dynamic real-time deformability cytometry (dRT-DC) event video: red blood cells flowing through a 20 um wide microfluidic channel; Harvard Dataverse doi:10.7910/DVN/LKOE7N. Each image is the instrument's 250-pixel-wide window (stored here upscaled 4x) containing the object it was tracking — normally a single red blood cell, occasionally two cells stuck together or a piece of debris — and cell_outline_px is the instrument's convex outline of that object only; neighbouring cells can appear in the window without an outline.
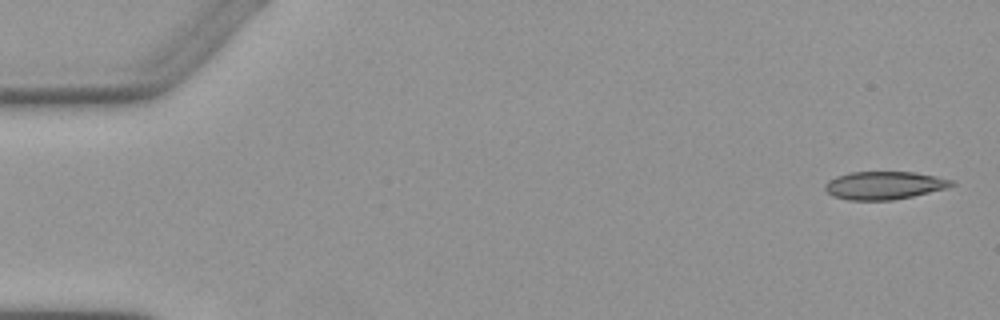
{"species": "Egyptian fruit bat (a non-hibernating species)", "species_latin": "Rousettus aegyptiacus", "temperature_condition": "warm", "stored_images_in_passage": 2, "segment_of_instrument_passage": [2, 2], "camera_frame_rate_fps": 3000, "um_per_image_px": 0.085, "animal": {"sex": "female"}, "frame": {"image": 1, "passage_image": 2, "time_ms": 1.333, "image_size_px": [1000, 320], "cell_outline_px": [[956, 184], [944, 188], [912, 196], [892, 200], [848, 200], [832, 196], [824, 188], [824, 184], [828, 180], [836, 176], [848, 172], [916, 172], [936, 176], [952, 180]], "centroid_in_image_um": [75.1, 15.75], "position_along_channel_um": 9.9, "area_um2": 20.58}}